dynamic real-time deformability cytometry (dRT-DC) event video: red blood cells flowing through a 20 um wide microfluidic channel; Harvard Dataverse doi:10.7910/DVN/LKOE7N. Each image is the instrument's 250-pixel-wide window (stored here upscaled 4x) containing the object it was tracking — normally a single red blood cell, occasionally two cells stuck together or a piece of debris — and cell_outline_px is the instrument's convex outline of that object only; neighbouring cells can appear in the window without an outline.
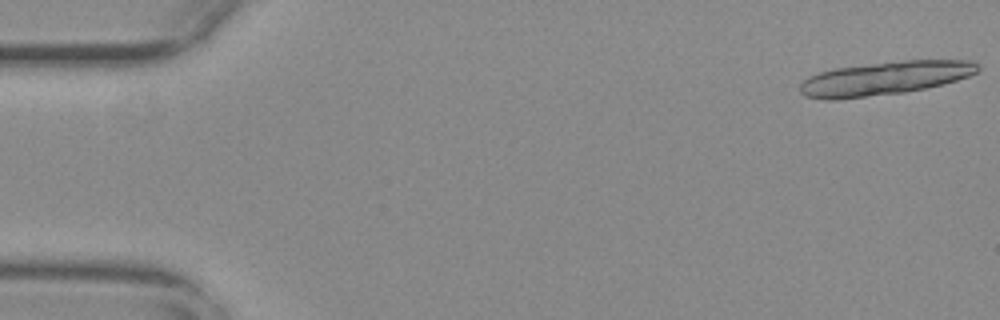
{"species": "common noctule bat (a hibernating species)", "species_latin": "Nyctalus noctula", "temperature_condition": "warm", "stored_images_in_passage": 14, "camera_frame_rate_fps": 3000, "um_per_image_px": 0.085, "animal": {"sex": "female", "body_mass_g": 29.2, "forearm_length_mm": 56.3}, "frame": {"image": 1, "passage_image": 1, "time_ms": 0.0, "image_size_px": [1000, 320], "cell_outline_px": [[980, 68], [976, 72], [968, 76], [944, 84], [904, 92], [832, 100], [824, 100], [804, 96], [800, 92], [800, 84], [808, 76], [820, 72], [836, 68], [904, 60], [972, 60]], "centroid_in_image_um": [75.18, 6.66], "position_along_channel_um": 9.8, "area_um2": 34.45}}
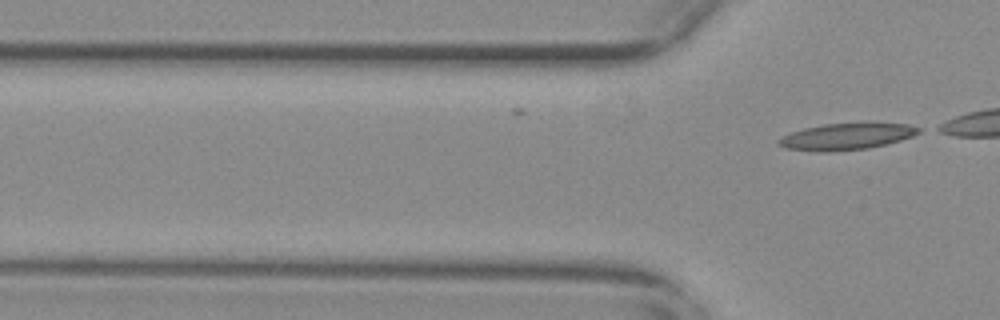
{"frame": {"image": 2, "passage_image": 14, "time_ms": 4.333, "image_size_px": [1000, 320], "cell_outline_px": [[920, 132], [912, 136], [900, 140], [868, 148], [828, 152], [820, 152], [784, 148], [776, 144], [776, 140], [792, 132], [804, 128], [824, 124], [908, 124], [920, 128]], "centroid_in_image_um": [71.88, 11.62], "position_along_channel_um": 53.9, "area_um2": 21.21}}